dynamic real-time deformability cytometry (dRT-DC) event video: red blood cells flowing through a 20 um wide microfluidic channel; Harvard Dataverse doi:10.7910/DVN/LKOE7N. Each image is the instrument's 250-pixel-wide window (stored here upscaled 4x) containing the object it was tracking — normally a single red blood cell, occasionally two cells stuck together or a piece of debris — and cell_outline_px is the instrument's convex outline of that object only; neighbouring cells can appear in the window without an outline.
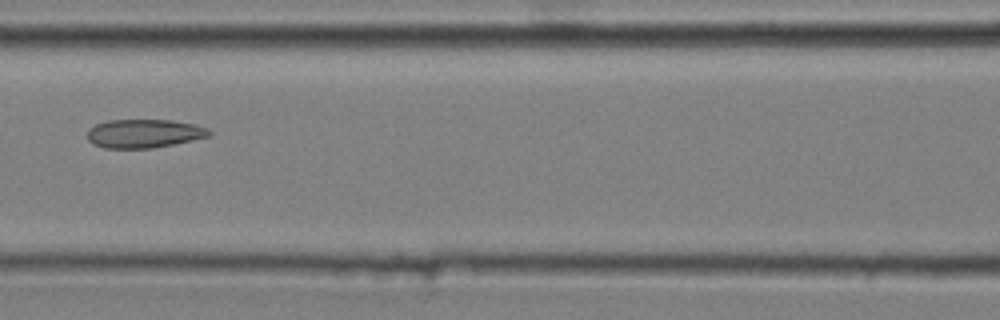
{"species": "common noctule bat (a hibernating species)", "species_latin": "Nyctalus noctula", "temperature_condition": "cold", "stored_images_in_passage": 9, "camera_frame_rate_fps": 3000, "um_per_image_px": 0.085, "animal": {"sex": "male", "body_mass_g": 20.4}, "frame": {"image": 1, "passage_image": 7, "time_ms": 2.0, "image_size_px": [1000, 320], "cell_outline_px": [[212, 132], [208, 136], [192, 140], [152, 148], [104, 148], [92, 144], [88, 140], [88, 128], [96, 124], [108, 120], [172, 120], [196, 124], [208, 128]], "centroid_in_image_um": [12.23, 11.34], "position_along_channel_um": 154.4, "area_um2": 20.35}}
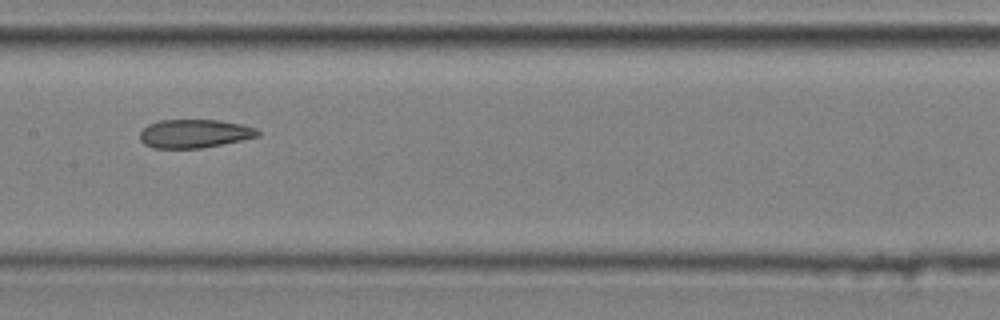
{"frame": {"image": 2, "passage_image": 8, "time_ms": 2.333, "image_size_px": [1000, 320], "cell_outline_px": [[260, 136], [200, 148], [152, 148], [144, 144], [140, 140], [140, 132], [148, 124], [160, 120], [220, 120], [244, 124], [256, 128], [260, 132]], "centroid_in_image_um": [16.53, 11.35], "position_along_channel_um": 190.9, "area_um2": 19.59}}
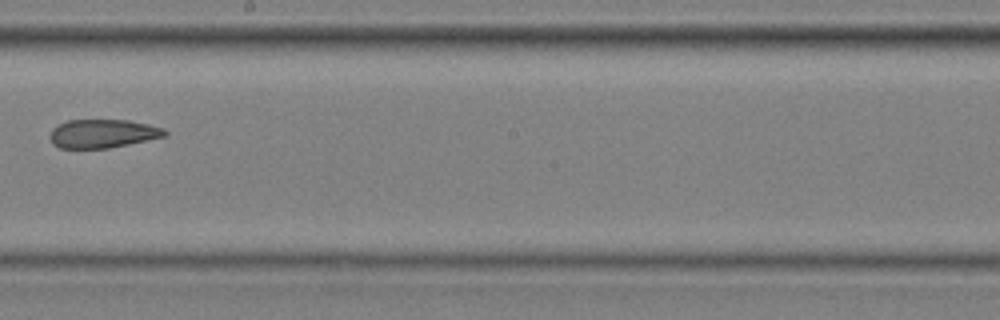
{"frame": {"image": 3, "passage_image": 9, "time_ms": 2.667, "image_size_px": [1000, 320], "cell_outline_px": [[168, 136], [108, 148], [60, 148], [52, 144], [48, 136], [52, 128], [68, 120], [128, 120], [148, 124], [164, 128], [168, 132]], "centroid_in_image_um": [8.73, 11.35], "position_along_channel_um": 239.5, "area_um2": 19.25}}